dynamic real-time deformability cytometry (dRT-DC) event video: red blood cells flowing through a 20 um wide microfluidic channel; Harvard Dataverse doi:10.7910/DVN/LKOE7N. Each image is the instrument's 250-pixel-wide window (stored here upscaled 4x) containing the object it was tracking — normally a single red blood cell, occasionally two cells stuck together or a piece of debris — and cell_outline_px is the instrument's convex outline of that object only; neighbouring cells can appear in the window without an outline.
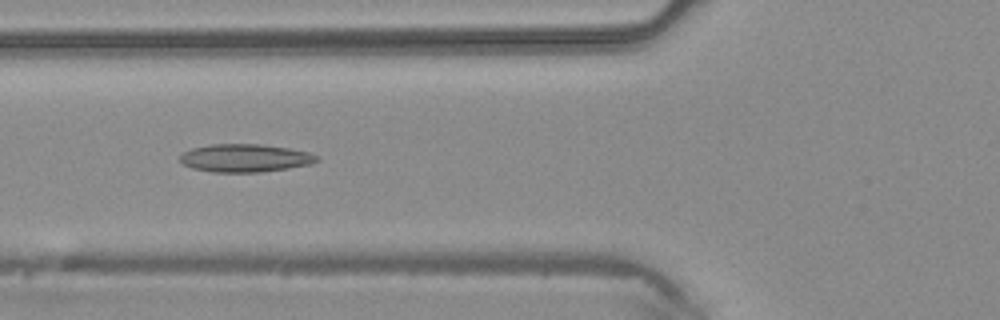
{"species": "common noctule bat (a hibernating species)", "species_latin": "Nyctalus noctula", "temperature_condition": "warm", "stored_images_in_passage": 42, "camera_frame_rate_fps": 3000, "um_per_image_px": 0.085, "animal": {"sex": "male", "body_mass_g": 20.4}, "frame": {"image": 1, "passage_image": 14, "time_ms": 4.333, "image_size_px": [1000, 320], "cell_outline_px": [[320, 160], [312, 164], [288, 168], [260, 172], [212, 172], [192, 168], [184, 164], [180, 160], [180, 156], [184, 152], [192, 148], [208, 144], [260, 144], [288, 148], [308, 152], [320, 156]], "centroid_in_image_um": [20.86, 13.43], "position_along_channel_um": 104.9, "area_um2": 22.37}}
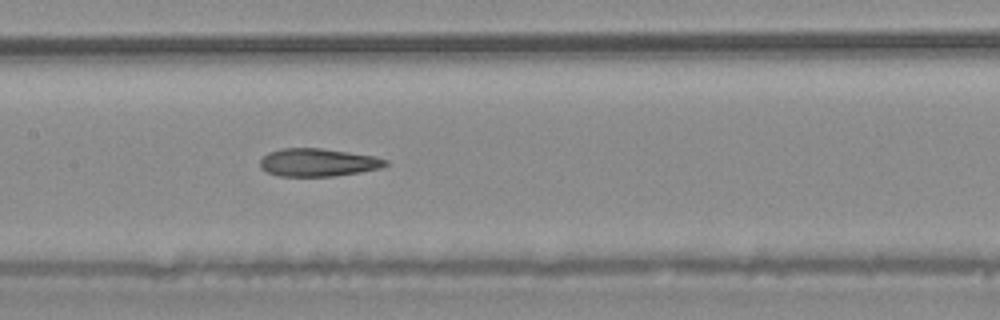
{"frame": {"image": 2, "passage_image": 19, "time_ms": 6.0, "image_size_px": [1000, 320], "cell_outline_px": [[388, 164], [380, 168], [360, 172], [332, 176], [280, 176], [268, 172], [260, 168], [260, 160], [268, 152], [280, 148], [320, 148], [348, 152], [372, 156], [388, 160]], "centroid_in_image_um": [27.0, 13.8], "position_along_channel_um": 180.4, "area_um2": 20.29}}
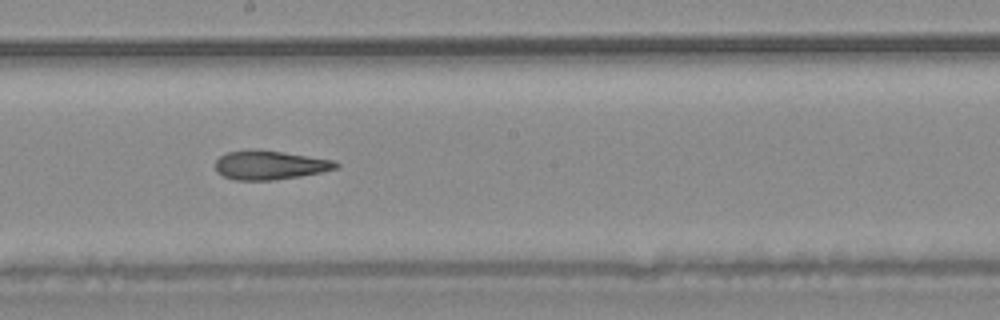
{"frame": {"image": 3, "passage_image": 22, "time_ms": 7.0, "image_size_px": [1000, 320], "cell_outline_px": [[340, 164], [336, 168], [320, 172], [300, 176], [272, 180], [236, 180], [224, 176], [216, 172], [216, 160], [220, 156], [228, 152], [280, 152], [336, 160]], "centroid_in_image_um": [22.97, 14.07], "position_along_channel_um": 225.2, "area_um2": 19.54}}